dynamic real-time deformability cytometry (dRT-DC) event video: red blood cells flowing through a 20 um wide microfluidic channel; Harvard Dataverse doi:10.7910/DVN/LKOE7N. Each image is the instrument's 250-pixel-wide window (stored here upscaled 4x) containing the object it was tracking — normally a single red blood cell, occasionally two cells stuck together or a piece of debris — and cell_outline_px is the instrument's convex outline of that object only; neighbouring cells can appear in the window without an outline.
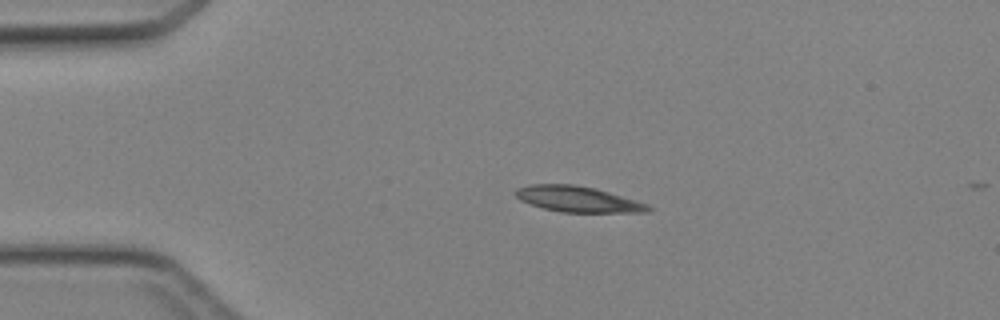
{"species": "Egyptian fruit bat (a non-hibernating species)", "species_latin": "Rousettus aegyptiacus", "temperature_condition": "cold", "stored_images_in_passage": 13, "camera_frame_rate_fps": 3000, "um_per_image_px": 0.085, "animal": {"sex": "female"}, "frame": {"image": 1, "passage_image": 9, "time_ms": 2.667, "image_size_px": [1000, 320], "cell_outline_px": [[652, 208], [648, 212], [560, 212], [544, 208], [520, 200], [512, 192], [516, 188], [528, 184], [572, 184], [596, 188], [636, 200], [648, 204]], "centroid_in_image_um": [49.09, 16.91], "position_along_channel_um": 35.9, "area_um2": 19.94}}